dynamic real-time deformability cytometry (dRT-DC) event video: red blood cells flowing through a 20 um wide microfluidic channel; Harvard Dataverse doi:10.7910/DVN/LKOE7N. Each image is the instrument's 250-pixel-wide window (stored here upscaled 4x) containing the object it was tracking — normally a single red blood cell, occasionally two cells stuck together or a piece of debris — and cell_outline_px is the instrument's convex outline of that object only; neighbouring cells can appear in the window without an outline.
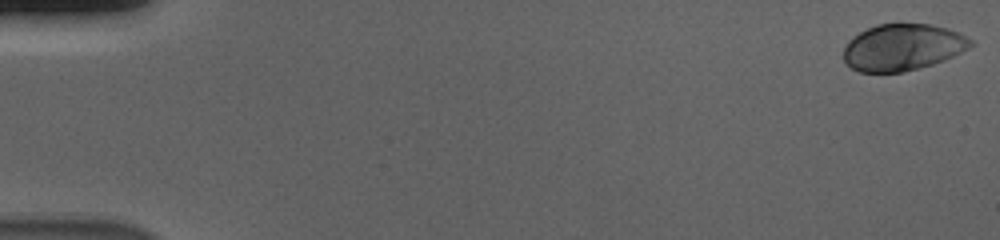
{"species": "human", "species_latin": "Homo sapiens", "temperature_condition": "cold", "stored_images_in_passage": 55, "camera_frame_rate_fps": 3000, "um_per_image_px": 0.085, "donor": {"sex": "male"}, "frame": {"image": 1, "passage_image": 1, "time_ms": 0.0, "image_size_px": [1000, 240], "cell_outline_px": [[976, 44], [944, 60], [932, 64], [904, 72], [860, 72], [852, 68], [844, 60], [844, 48], [848, 40], [852, 36], [876, 24], [900, 20], [928, 24], [948, 28], [960, 32], [972, 40]], "centroid_in_image_um": [76.73, 3.97], "position_along_channel_um": 8.3, "area_um2": 35.26}}
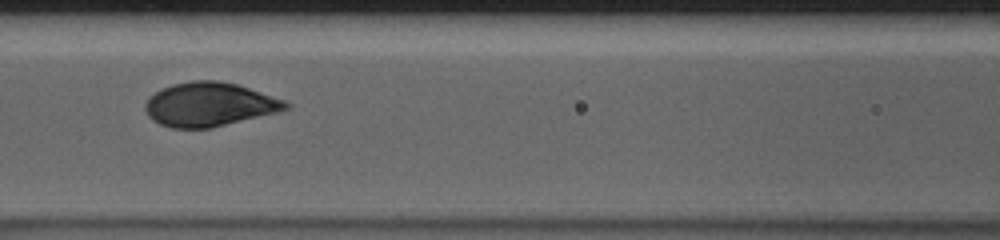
{"frame": {"image": 2, "passage_image": 26, "time_ms": 8.333, "image_size_px": [1000, 240], "cell_outline_px": [[292, 104], [288, 108], [276, 112], [212, 128], [172, 128], [160, 124], [152, 120], [148, 116], [144, 108], [144, 104], [156, 92], [172, 84], [192, 80], [216, 80], [236, 84], [284, 100]], "centroid_in_image_um": [17.77, 8.88], "position_along_channel_um": 148.8, "area_um2": 35.66}}
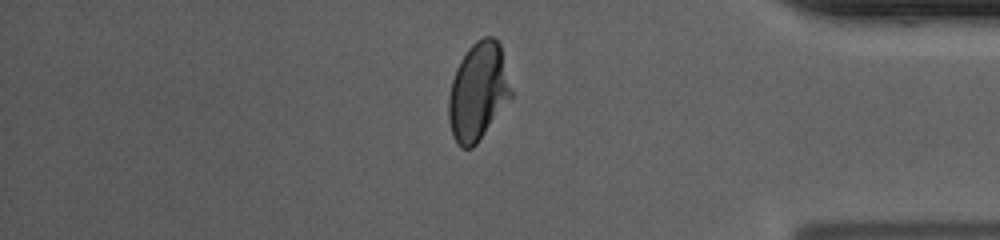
{"frame": {"image": 3, "passage_image": 48, "time_ms": 15.667, "image_size_px": [1000, 240], "cell_outline_px": [[512, 96], [476, 144], [472, 148], [460, 148], [456, 144], [452, 136], [448, 120], [448, 96], [452, 80], [456, 68], [460, 60], [468, 48], [476, 40], [484, 36], [492, 36], [500, 44], [512, 92]], "centroid_in_image_um": [40.61, 7.79], "position_along_channel_um": 394.6, "area_um2": 35.55}}